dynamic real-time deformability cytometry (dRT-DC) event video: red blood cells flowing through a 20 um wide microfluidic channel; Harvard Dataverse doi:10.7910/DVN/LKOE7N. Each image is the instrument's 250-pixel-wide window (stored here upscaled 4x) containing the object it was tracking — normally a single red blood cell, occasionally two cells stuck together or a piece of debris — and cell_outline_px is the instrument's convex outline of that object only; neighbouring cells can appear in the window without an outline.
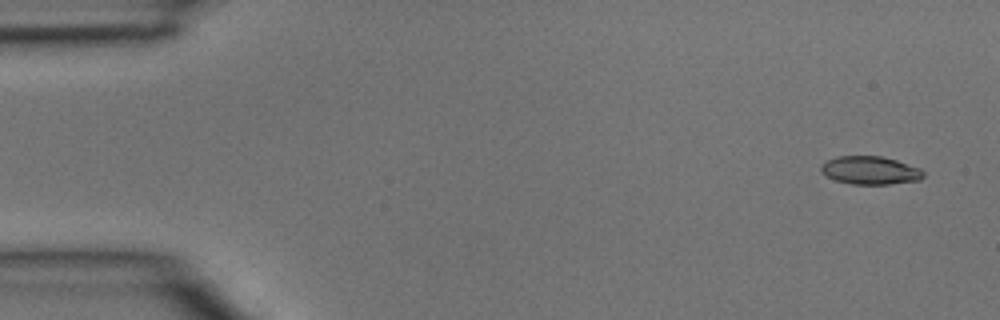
{"species": "common noctule bat (a hibernating species)", "species_latin": "Nyctalus noctula", "temperature_condition": "room temperature", "stored_images_in_passage": 4, "camera_frame_rate_fps": 3000, "um_per_image_px": 0.085, "animal": {"sex": "male", "body_mass_g": 15.6}, "frame": {"image": 1, "passage_image": 1, "time_ms": 0.0, "image_size_px": [1000, 320], "cell_outline_px": [[924, 176], [920, 180], [888, 184], [852, 184], [836, 180], [828, 176], [820, 168], [828, 160], [836, 156], [880, 156], [896, 160], [920, 168], [924, 172]], "centroid_in_image_um": [74.01, 14.48], "position_along_channel_um": 11.0, "area_um2": 16.53}}
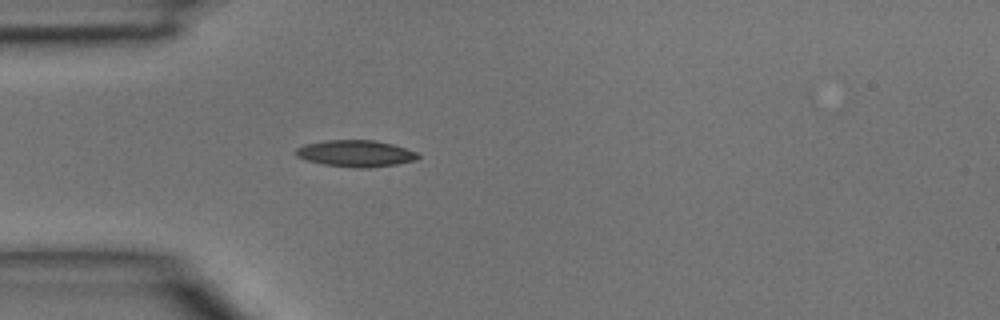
{"frame": {"image": 2, "passage_image": 4, "time_ms": 1.0, "image_size_px": [1000, 320], "cell_outline_px": [[420, 156], [416, 160], [396, 164], [368, 168], [352, 168], [324, 164], [308, 160], [296, 156], [296, 148], [304, 144], [324, 140], [376, 140], [392, 144], [416, 152]], "centroid_in_image_um": [30.22, 13.04], "position_along_channel_um": 54.8, "area_um2": 18.9}}